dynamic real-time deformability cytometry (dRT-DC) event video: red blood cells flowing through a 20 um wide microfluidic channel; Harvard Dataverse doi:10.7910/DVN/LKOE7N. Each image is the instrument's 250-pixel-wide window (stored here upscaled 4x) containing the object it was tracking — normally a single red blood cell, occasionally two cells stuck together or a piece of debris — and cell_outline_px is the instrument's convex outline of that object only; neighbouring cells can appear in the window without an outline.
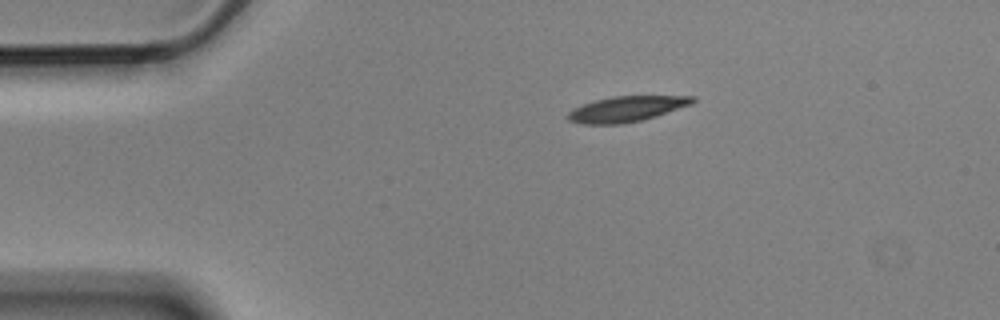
{"species": "Egyptian fruit bat (a non-hibernating species)", "species_latin": "Rousettus aegyptiacus", "temperature_condition": "cold", "stored_images_in_passage": 3, "camera_frame_rate_fps": 3000, "um_per_image_px": 0.085, "animal": {"sex": "male"}, "frame": {"image": 1, "passage_image": 1, "time_ms": 0.0, "image_size_px": [1000, 320], "cell_outline_px": [[696, 100], [692, 104], [656, 116], [640, 120], [620, 124], [584, 124], [568, 120], [564, 116], [572, 108], [596, 100], [612, 96], [696, 96]], "centroid_in_image_um": [53.23, 9.26], "position_along_channel_um": 31.8, "area_um2": 18.5}}
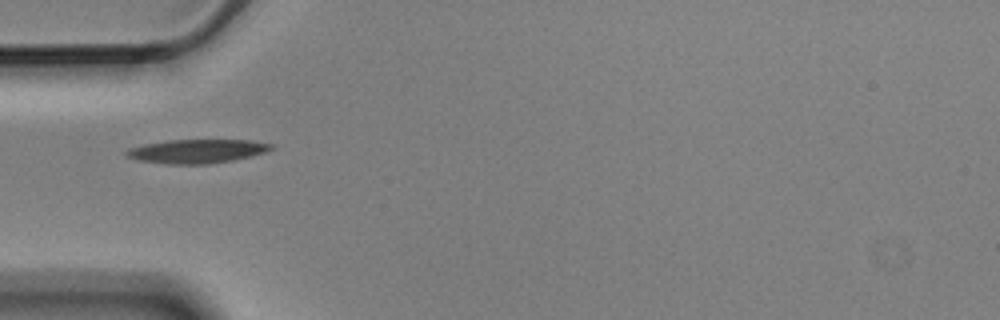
{"frame": {"image": 2, "passage_image": 3, "time_ms": 0.667, "image_size_px": [1000, 320], "cell_outline_px": [[276, 148], [264, 152], [232, 160], [208, 164], [164, 164], [136, 160], [124, 156], [124, 152], [128, 148], [144, 144], [168, 140], [252, 140], [272, 144]], "centroid_in_image_um": [16.68, 12.85], "position_along_channel_um": 68.3, "area_um2": 20.23}}